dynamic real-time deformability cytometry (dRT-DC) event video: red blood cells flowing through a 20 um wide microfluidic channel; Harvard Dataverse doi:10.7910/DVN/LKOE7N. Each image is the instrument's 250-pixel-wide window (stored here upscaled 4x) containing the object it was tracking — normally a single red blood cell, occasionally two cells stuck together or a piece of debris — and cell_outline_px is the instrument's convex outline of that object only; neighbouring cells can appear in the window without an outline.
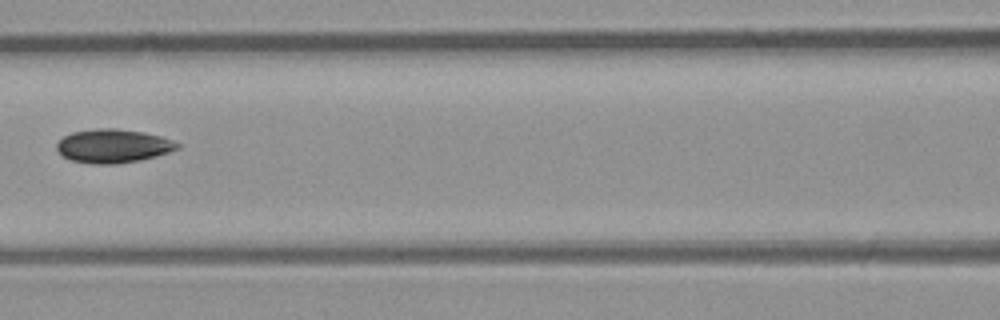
{"species": "common noctule bat (a hibernating species)", "species_latin": "Nyctalus noctula", "temperature_condition": "room temperature", "stored_images_in_passage": 5, "camera_frame_rate_fps": 3000, "um_per_image_px": 0.085, "animal": {"sex": "male", "body_mass_g": 23.1, "forearm_length_mm": 52.7}, "frame": {"image": 1, "passage_image": 4, "time_ms": 3.667, "image_size_px": [1000, 320], "cell_outline_px": [[180, 148], [156, 156], [140, 160], [116, 164], [96, 164], [72, 160], [64, 156], [56, 148], [56, 144], [64, 136], [72, 132], [96, 128], [116, 128], [144, 132], [160, 136], [172, 140], [180, 144]], "centroid_in_image_um": [9.63, 12.4], "position_along_channel_um": 157.0, "area_um2": 23.58}}
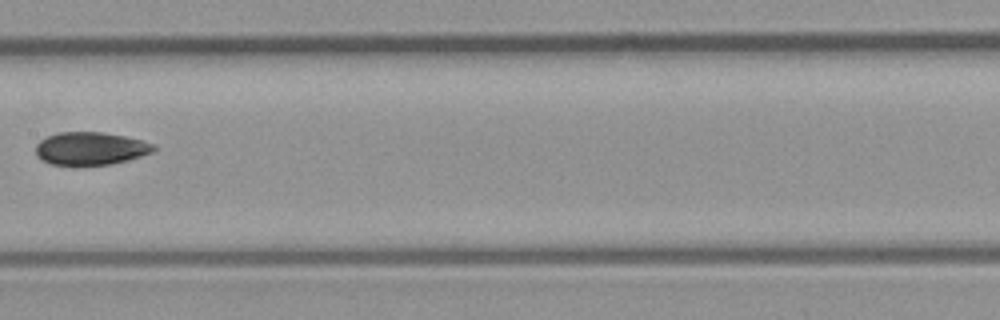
{"frame": {"image": 2, "passage_image": 5, "time_ms": 4.667, "image_size_px": [1000, 320], "cell_outline_px": [[156, 148], [152, 152], [128, 160], [108, 164], [52, 164], [36, 156], [36, 144], [40, 140], [48, 136], [60, 132], [100, 132], [124, 136], [156, 144]], "centroid_in_image_um": [7.7, 12.61], "position_along_channel_um": 199.7, "area_um2": 22.2}}